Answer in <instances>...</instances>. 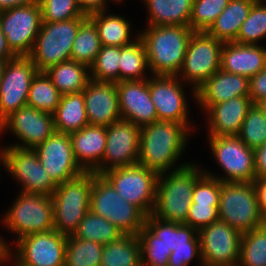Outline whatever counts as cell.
<instances>
[{
    "label": "cell",
    "mask_w": 266,
    "mask_h": 266,
    "mask_svg": "<svg viewBox=\"0 0 266 266\" xmlns=\"http://www.w3.org/2000/svg\"><path fill=\"white\" fill-rule=\"evenodd\" d=\"M66 245L67 236L54 229L25 235L16 241V251L9 248L8 259L12 266H64Z\"/></svg>",
    "instance_id": "cell-12"
},
{
    "label": "cell",
    "mask_w": 266,
    "mask_h": 266,
    "mask_svg": "<svg viewBox=\"0 0 266 266\" xmlns=\"http://www.w3.org/2000/svg\"><path fill=\"white\" fill-rule=\"evenodd\" d=\"M257 0H230L206 33L224 43L234 42L242 23L248 18L251 6Z\"/></svg>",
    "instance_id": "cell-27"
},
{
    "label": "cell",
    "mask_w": 266,
    "mask_h": 266,
    "mask_svg": "<svg viewBox=\"0 0 266 266\" xmlns=\"http://www.w3.org/2000/svg\"><path fill=\"white\" fill-rule=\"evenodd\" d=\"M256 105L262 111V113L266 116V97L258 101Z\"/></svg>",
    "instance_id": "cell-57"
},
{
    "label": "cell",
    "mask_w": 266,
    "mask_h": 266,
    "mask_svg": "<svg viewBox=\"0 0 266 266\" xmlns=\"http://www.w3.org/2000/svg\"><path fill=\"white\" fill-rule=\"evenodd\" d=\"M83 96L89 125L107 127L122 119L116 83L90 80Z\"/></svg>",
    "instance_id": "cell-22"
},
{
    "label": "cell",
    "mask_w": 266,
    "mask_h": 266,
    "mask_svg": "<svg viewBox=\"0 0 266 266\" xmlns=\"http://www.w3.org/2000/svg\"><path fill=\"white\" fill-rule=\"evenodd\" d=\"M85 15L104 11L108 8L107 0H77Z\"/></svg>",
    "instance_id": "cell-52"
},
{
    "label": "cell",
    "mask_w": 266,
    "mask_h": 266,
    "mask_svg": "<svg viewBox=\"0 0 266 266\" xmlns=\"http://www.w3.org/2000/svg\"><path fill=\"white\" fill-rule=\"evenodd\" d=\"M54 129L70 134L89 125L83 91L64 94L53 113Z\"/></svg>",
    "instance_id": "cell-28"
},
{
    "label": "cell",
    "mask_w": 266,
    "mask_h": 266,
    "mask_svg": "<svg viewBox=\"0 0 266 266\" xmlns=\"http://www.w3.org/2000/svg\"><path fill=\"white\" fill-rule=\"evenodd\" d=\"M3 223L17 240L25 235L53 230L52 196L20 192L13 205L5 212Z\"/></svg>",
    "instance_id": "cell-8"
},
{
    "label": "cell",
    "mask_w": 266,
    "mask_h": 266,
    "mask_svg": "<svg viewBox=\"0 0 266 266\" xmlns=\"http://www.w3.org/2000/svg\"><path fill=\"white\" fill-rule=\"evenodd\" d=\"M266 67V47L226 42L221 52L220 69L251 78Z\"/></svg>",
    "instance_id": "cell-26"
},
{
    "label": "cell",
    "mask_w": 266,
    "mask_h": 266,
    "mask_svg": "<svg viewBox=\"0 0 266 266\" xmlns=\"http://www.w3.org/2000/svg\"><path fill=\"white\" fill-rule=\"evenodd\" d=\"M8 60L0 58V83L2 81L3 71Z\"/></svg>",
    "instance_id": "cell-58"
},
{
    "label": "cell",
    "mask_w": 266,
    "mask_h": 266,
    "mask_svg": "<svg viewBox=\"0 0 266 266\" xmlns=\"http://www.w3.org/2000/svg\"><path fill=\"white\" fill-rule=\"evenodd\" d=\"M181 79L177 76L152 75L148 78L149 92L159 121H173L190 131L189 106Z\"/></svg>",
    "instance_id": "cell-16"
},
{
    "label": "cell",
    "mask_w": 266,
    "mask_h": 266,
    "mask_svg": "<svg viewBox=\"0 0 266 266\" xmlns=\"http://www.w3.org/2000/svg\"><path fill=\"white\" fill-rule=\"evenodd\" d=\"M61 96L62 94L46 72H37L30 84L27 105L39 111L53 114Z\"/></svg>",
    "instance_id": "cell-35"
},
{
    "label": "cell",
    "mask_w": 266,
    "mask_h": 266,
    "mask_svg": "<svg viewBox=\"0 0 266 266\" xmlns=\"http://www.w3.org/2000/svg\"><path fill=\"white\" fill-rule=\"evenodd\" d=\"M135 37L131 44L120 47L119 82L148 79L144 76L149 71L145 45L139 34Z\"/></svg>",
    "instance_id": "cell-34"
},
{
    "label": "cell",
    "mask_w": 266,
    "mask_h": 266,
    "mask_svg": "<svg viewBox=\"0 0 266 266\" xmlns=\"http://www.w3.org/2000/svg\"><path fill=\"white\" fill-rule=\"evenodd\" d=\"M75 159L85 172L98 174L106 146V127L87 125L69 134Z\"/></svg>",
    "instance_id": "cell-25"
},
{
    "label": "cell",
    "mask_w": 266,
    "mask_h": 266,
    "mask_svg": "<svg viewBox=\"0 0 266 266\" xmlns=\"http://www.w3.org/2000/svg\"><path fill=\"white\" fill-rule=\"evenodd\" d=\"M110 1H114V2H116V3H119V2H121L122 0H110Z\"/></svg>",
    "instance_id": "cell-59"
},
{
    "label": "cell",
    "mask_w": 266,
    "mask_h": 266,
    "mask_svg": "<svg viewBox=\"0 0 266 266\" xmlns=\"http://www.w3.org/2000/svg\"><path fill=\"white\" fill-rule=\"evenodd\" d=\"M101 47L102 44L98 30L95 24L87 18L80 25L77 36L74 39L70 60L90 67L95 61Z\"/></svg>",
    "instance_id": "cell-36"
},
{
    "label": "cell",
    "mask_w": 266,
    "mask_h": 266,
    "mask_svg": "<svg viewBox=\"0 0 266 266\" xmlns=\"http://www.w3.org/2000/svg\"><path fill=\"white\" fill-rule=\"evenodd\" d=\"M145 226L171 251L192 247L199 240V234L195 228L160 220L152 215L146 217Z\"/></svg>",
    "instance_id": "cell-30"
},
{
    "label": "cell",
    "mask_w": 266,
    "mask_h": 266,
    "mask_svg": "<svg viewBox=\"0 0 266 266\" xmlns=\"http://www.w3.org/2000/svg\"><path fill=\"white\" fill-rule=\"evenodd\" d=\"M38 0H0V11L8 10L17 6L34 4Z\"/></svg>",
    "instance_id": "cell-53"
},
{
    "label": "cell",
    "mask_w": 266,
    "mask_h": 266,
    "mask_svg": "<svg viewBox=\"0 0 266 266\" xmlns=\"http://www.w3.org/2000/svg\"><path fill=\"white\" fill-rule=\"evenodd\" d=\"M8 145L0 149V164L6 169ZM3 163V164H2Z\"/></svg>",
    "instance_id": "cell-56"
},
{
    "label": "cell",
    "mask_w": 266,
    "mask_h": 266,
    "mask_svg": "<svg viewBox=\"0 0 266 266\" xmlns=\"http://www.w3.org/2000/svg\"><path fill=\"white\" fill-rule=\"evenodd\" d=\"M212 154L227 176H218L207 170L203 172L221 182L252 183L255 178L254 150L238 136H209Z\"/></svg>",
    "instance_id": "cell-11"
},
{
    "label": "cell",
    "mask_w": 266,
    "mask_h": 266,
    "mask_svg": "<svg viewBox=\"0 0 266 266\" xmlns=\"http://www.w3.org/2000/svg\"><path fill=\"white\" fill-rule=\"evenodd\" d=\"M7 243L8 242H5L4 239L0 237V265L6 263L7 261H11L10 259L8 260L9 248H11V246Z\"/></svg>",
    "instance_id": "cell-55"
},
{
    "label": "cell",
    "mask_w": 266,
    "mask_h": 266,
    "mask_svg": "<svg viewBox=\"0 0 266 266\" xmlns=\"http://www.w3.org/2000/svg\"><path fill=\"white\" fill-rule=\"evenodd\" d=\"M203 266H238L242 233L221 220L198 231Z\"/></svg>",
    "instance_id": "cell-14"
},
{
    "label": "cell",
    "mask_w": 266,
    "mask_h": 266,
    "mask_svg": "<svg viewBox=\"0 0 266 266\" xmlns=\"http://www.w3.org/2000/svg\"><path fill=\"white\" fill-rule=\"evenodd\" d=\"M254 167L256 178L266 176V143L254 150Z\"/></svg>",
    "instance_id": "cell-50"
},
{
    "label": "cell",
    "mask_w": 266,
    "mask_h": 266,
    "mask_svg": "<svg viewBox=\"0 0 266 266\" xmlns=\"http://www.w3.org/2000/svg\"><path fill=\"white\" fill-rule=\"evenodd\" d=\"M116 88L122 119L139 127L158 121L148 79L117 82Z\"/></svg>",
    "instance_id": "cell-21"
},
{
    "label": "cell",
    "mask_w": 266,
    "mask_h": 266,
    "mask_svg": "<svg viewBox=\"0 0 266 266\" xmlns=\"http://www.w3.org/2000/svg\"><path fill=\"white\" fill-rule=\"evenodd\" d=\"M219 220L241 233L264 226L254 183L221 182Z\"/></svg>",
    "instance_id": "cell-5"
},
{
    "label": "cell",
    "mask_w": 266,
    "mask_h": 266,
    "mask_svg": "<svg viewBox=\"0 0 266 266\" xmlns=\"http://www.w3.org/2000/svg\"><path fill=\"white\" fill-rule=\"evenodd\" d=\"M266 0H257L250 9L248 18L242 23L234 42L239 44L259 45L266 37Z\"/></svg>",
    "instance_id": "cell-40"
},
{
    "label": "cell",
    "mask_w": 266,
    "mask_h": 266,
    "mask_svg": "<svg viewBox=\"0 0 266 266\" xmlns=\"http://www.w3.org/2000/svg\"><path fill=\"white\" fill-rule=\"evenodd\" d=\"M195 257H198L200 265L203 266L200 239L192 247L172 251L168 260V266H188Z\"/></svg>",
    "instance_id": "cell-48"
},
{
    "label": "cell",
    "mask_w": 266,
    "mask_h": 266,
    "mask_svg": "<svg viewBox=\"0 0 266 266\" xmlns=\"http://www.w3.org/2000/svg\"><path fill=\"white\" fill-rule=\"evenodd\" d=\"M194 31L189 26H147L138 33L142 39L151 75L177 76Z\"/></svg>",
    "instance_id": "cell-2"
},
{
    "label": "cell",
    "mask_w": 266,
    "mask_h": 266,
    "mask_svg": "<svg viewBox=\"0 0 266 266\" xmlns=\"http://www.w3.org/2000/svg\"><path fill=\"white\" fill-rule=\"evenodd\" d=\"M42 24L38 2L1 11V32L16 55H30Z\"/></svg>",
    "instance_id": "cell-13"
},
{
    "label": "cell",
    "mask_w": 266,
    "mask_h": 266,
    "mask_svg": "<svg viewBox=\"0 0 266 266\" xmlns=\"http://www.w3.org/2000/svg\"><path fill=\"white\" fill-rule=\"evenodd\" d=\"M6 171L20 183L22 192L52 196L58 186L45 171L33 149L9 146Z\"/></svg>",
    "instance_id": "cell-20"
},
{
    "label": "cell",
    "mask_w": 266,
    "mask_h": 266,
    "mask_svg": "<svg viewBox=\"0 0 266 266\" xmlns=\"http://www.w3.org/2000/svg\"><path fill=\"white\" fill-rule=\"evenodd\" d=\"M266 97V67L249 78V98L253 104Z\"/></svg>",
    "instance_id": "cell-49"
},
{
    "label": "cell",
    "mask_w": 266,
    "mask_h": 266,
    "mask_svg": "<svg viewBox=\"0 0 266 266\" xmlns=\"http://www.w3.org/2000/svg\"><path fill=\"white\" fill-rule=\"evenodd\" d=\"M45 72L62 95L83 91L91 80L89 67L74 60L63 61Z\"/></svg>",
    "instance_id": "cell-32"
},
{
    "label": "cell",
    "mask_w": 266,
    "mask_h": 266,
    "mask_svg": "<svg viewBox=\"0 0 266 266\" xmlns=\"http://www.w3.org/2000/svg\"><path fill=\"white\" fill-rule=\"evenodd\" d=\"M100 266H142L138 236L123 234L117 240L105 244Z\"/></svg>",
    "instance_id": "cell-33"
},
{
    "label": "cell",
    "mask_w": 266,
    "mask_h": 266,
    "mask_svg": "<svg viewBox=\"0 0 266 266\" xmlns=\"http://www.w3.org/2000/svg\"><path fill=\"white\" fill-rule=\"evenodd\" d=\"M221 181L203 173L194 184L192 203L219 204Z\"/></svg>",
    "instance_id": "cell-46"
},
{
    "label": "cell",
    "mask_w": 266,
    "mask_h": 266,
    "mask_svg": "<svg viewBox=\"0 0 266 266\" xmlns=\"http://www.w3.org/2000/svg\"><path fill=\"white\" fill-rule=\"evenodd\" d=\"M149 15L148 26H189L194 0H143Z\"/></svg>",
    "instance_id": "cell-29"
},
{
    "label": "cell",
    "mask_w": 266,
    "mask_h": 266,
    "mask_svg": "<svg viewBox=\"0 0 266 266\" xmlns=\"http://www.w3.org/2000/svg\"><path fill=\"white\" fill-rule=\"evenodd\" d=\"M249 96V78L219 69L196 89V102L205 112L217 103Z\"/></svg>",
    "instance_id": "cell-23"
},
{
    "label": "cell",
    "mask_w": 266,
    "mask_h": 266,
    "mask_svg": "<svg viewBox=\"0 0 266 266\" xmlns=\"http://www.w3.org/2000/svg\"><path fill=\"white\" fill-rule=\"evenodd\" d=\"M6 130L21 141L8 146L34 149L55 132L53 114L25 105L0 123V134Z\"/></svg>",
    "instance_id": "cell-18"
},
{
    "label": "cell",
    "mask_w": 266,
    "mask_h": 266,
    "mask_svg": "<svg viewBox=\"0 0 266 266\" xmlns=\"http://www.w3.org/2000/svg\"><path fill=\"white\" fill-rule=\"evenodd\" d=\"M93 172L81 175L59 184L52 194L53 228L66 236L73 235L90 211Z\"/></svg>",
    "instance_id": "cell-4"
},
{
    "label": "cell",
    "mask_w": 266,
    "mask_h": 266,
    "mask_svg": "<svg viewBox=\"0 0 266 266\" xmlns=\"http://www.w3.org/2000/svg\"><path fill=\"white\" fill-rule=\"evenodd\" d=\"M223 45L224 42L209 36L206 32L192 34L177 77L192 86L194 98L196 89L220 69Z\"/></svg>",
    "instance_id": "cell-9"
},
{
    "label": "cell",
    "mask_w": 266,
    "mask_h": 266,
    "mask_svg": "<svg viewBox=\"0 0 266 266\" xmlns=\"http://www.w3.org/2000/svg\"><path fill=\"white\" fill-rule=\"evenodd\" d=\"M117 193L138 207L146 216L152 214L158 174L141 164L115 168L102 174Z\"/></svg>",
    "instance_id": "cell-10"
},
{
    "label": "cell",
    "mask_w": 266,
    "mask_h": 266,
    "mask_svg": "<svg viewBox=\"0 0 266 266\" xmlns=\"http://www.w3.org/2000/svg\"><path fill=\"white\" fill-rule=\"evenodd\" d=\"M87 18H72L66 21L42 22L33 50L29 55L38 72H45L71 58L74 39L80 25Z\"/></svg>",
    "instance_id": "cell-7"
},
{
    "label": "cell",
    "mask_w": 266,
    "mask_h": 266,
    "mask_svg": "<svg viewBox=\"0 0 266 266\" xmlns=\"http://www.w3.org/2000/svg\"><path fill=\"white\" fill-rule=\"evenodd\" d=\"M252 105L249 96L235 97L212 105L206 111L208 136H238Z\"/></svg>",
    "instance_id": "cell-24"
},
{
    "label": "cell",
    "mask_w": 266,
    "mask_h": 266,
    "mask_svg": "<svg viewBox=\"0 0 266 266\" xmlns=\"http://www.w3.org/2000/svg\"><path fill=\"white\" fill-rule=\"evenodd\" d=\"M95 24L101 44L104 46L123 47L136 40L130 39L131 22L122 16L108 14L107 10L88 15Z\"/></svg>",
    "instance_id": "cell-31"
},
{
    "label": "cell",
    "mask_w": 266,
    "mask_h": 266,
    "mask_svg": "<svg viewBox=\"0 0 266 266\" xmlns=\"http://www.w3.org/2000/svg\"><path fill=\"white\" fill-rule=\"evenodd\" d=\"M123 233L109 220L88 211L81 220L73 236L91 240L102 245L117 240Z\"/></svg>",
    "instance_id": "cell-37"
},
{
    "label": "cell",
    "mask_w": 266,
    "mask_h": 266,
    "mask_svg": "<svg viewBox=\"0 0 266 266\" xmlns=\"http://www.w3.org/2000/svg\"><path fill=\"white\" fill-rule=\"evenodd\" d=\"M90 211L114 224L123 234L138 235L146 215L124 200L102 176L93 172Z\"/></svg>",
    "instance_id": "cell-6"
},
{
    "label": "cell",
    "mask_w": 266,
    "mask_h": 266,
    "mask_svg": "<svg viewBox=\"0 0 266 266\" xmlns=\"http://www.w3.org/2000/svg\"><path fill=\"white\" fill-rule=\"evenodd\" d=\"M218 206L219 204L191 203L185 225L199 231L204 226L214 223L219 220Z\"/></svg>",
    "instance_id": "cell-47"
},
{
    "label": "cell",
    "mask_w": 266,
    "mask_h": 266,
    "mask_svg": "<svg viewBox=\"0 0 266 266\" xmlns=\"http://www.w3.org/2000/svg\"><path fill=\"white\" fill-rule=\"evenodd\" d=\"M230 0H194L189 27L194 32H206L227 7Z\"/></svg>",
    "instance_id": "cell-42"
},
{
    "label": "cell",
    "mask_w": 266,
    "mask_h": 266,
    "mask_svg": "<svg viewBox=\"0 0 266 266\" xmlns=\"http://www.w3.org/2000/svg\"><path fill=\"white\" fill-rule=\"evenodd\" d=\"M238 266H266V226L242 233Z\"/></svg>",
    "instance_id": "cell-39"
},
{
    "label": "cell",
    "mask_w": 266,
    "mask_h": 266,
    "mask_svg": "<svg viewBox=\"0 0 266 266\" xmlns=\"http://www.w3.org/2000/svg\"><path fill=\"white\" fill-rule=\"evenodd\" d=\"M120 47L104 46L89 67L90 79L97 82H119Z\"/></svg>",
    "instance_id": "cell-41"
},
{
    "label": "cell",
    "mask_w": 266,
    "mask_h": 266,
    "mask_svg": "<svg viewBox=\"0 0 266 266\" xmlns=\"http://www.w3.org/2000/svg\"><path fill=\"white\" fill-rule=\"evenodd\" d=\"M42 22L66 21L72 18H88L77 0H38Z\"/></svg>",
    "instance_id": "cell-45"
},
{
    "label": "cell",
    "mask_w": 266,
    "mask_h": 266,
    "mask_svg": "<svg viewBox=\"0 0 266 266\" xmlns=\"http://www.w3.org/2000/svg\"><path fill=\"white\" fill-rule=\"evenodd\" d=\"M15 56L16 55L11 51V49L8 46L5 35L1 32L0 29V58L5 60H10Z\"/></svg>",
    "instance_id": "cell-54"
},
{
    "label": "cell",
    "mask_w": 266,
    "mask_h": 266,
    "mask_svg": "<svg viewBox=\"0 0 266 266\" xmlns=\"http://www.w3.org/2000/svg\"><path fill=\"white\" fill-rule=\"evenodd\" d=\"M37 72L29 55L15 56L7 61L0 83V123L27 105L30 84Z\"/></svg>",
    "instance_id": "cell-15"
},
{
    "label": "cell",
    "mask_w": 266,
    "mask_h": 266,
    "mask_svg": "<svg viewBox=\"0 0 266 266\" xmlns=\"http://www.w3.org/2000/svg\"><path fill=\"white\" fill-rule=\"evenodd\" d=\"M203 173L202 168L190 163L178 170L159 174L155 206L151 215L160 220L185 224L195 181Z\"/></svg>",
    "instance_id": "cell-3"
},
{
    "label": "cell",
    "mask_w": 266,
    "mask_h": 266,
    "mask_svg": "<svg viewBox=\"0 0 266 266\" xmlns=\"http://www.w3.org/2000/svg\"><path fill=\"white\" fill-rule=\"evenodd\" d=\"M140 129L131 121L120 119L106 127V146L101 171L97 175L138 163Z\"/></svg>",
    "instance_id": "cell-17"
},
{
    "label": "cell",
    "mask_w": 266,
    "mask_h": 266,
    "mask_svg": "<svg viewBox=\"0 0 266 266\" xmlns=\"http://www.w3.org/2000/svg\"><path fill=\"white\" fill-rule=\"evenodd\" d=\"M140 241L142 266H168L172 253L145 225L137 235Z\"/></svg>",
    "instance_id": "cell-44"
},
{
    "label": "cell",
    "mask_w": 266,
    "mask_h": 266,
    "mask_svg": "<svg viewBox=\"0 0 266 266\" xmlns=\"http://www.w3.org/2000/svg\"><path fill=\"white\" fill-rule=\"evenodd\" d=\"M33 150L37 153L45 171L57 185L85 172L75 159L69 134L55 131Z\"/></svg>",
    "instance_id": "cell-19"
},
{
    "label": "cell",
    "mask_w": 266,
    "mask_h": 266,
    "mask_svg": "<svg viewBox=\"0 0 266 266\" xmlns=\"http://www.w3.org/2000/svg\"><path fill=\"white\" fill-rule=\"evenodd\" d=\"M238 137L253 150L266 143V116L256 104L248 110Z\"/></svg>",
    "instance_id": "cell-43"
},
{
    "label": "cell",
    "mask_w": 266,
    "mask_h": 266,
    "mask_svg": "<svg viewBox=\"0 0 266 266\" xmlns=\"http://www.w3.org/2000/svg\"><path fill=\"white\" fill-rule=\"evenodd\" d=\"M257 191L258 204L264 218H266V176L255 178L253 181Z\"/></svg>",
    "instance_id": "cell-51"
},
{
    "label": "cell",
    "mask_w": 266,
    "mask_h": 266,
    "mask_svg": "<svg viewBox=\"0 0 266 266\" xmlns=\"http://www.w3.org/2000/svg\"><path fill=\"white\" fill-rule=\"evenodd\" d=\"M103 246L95 241L67 236L64 266H100Z\"/></svg>",
    "instance_id": "cell-38"
},
{
    "label": "cell",
    "mask_w": 266,
    "mask_h": 266,
    "mask_svg": "<svg viewBox=\"0 0 266 266\" xmlns=\"http://www.w3.org/2000/svg\"><path fill=\"white\" fill-rule=\"evenodd\" d=\"M191 131L183 124L173 121H157L140 129L138 164L155 173L175 171L190 164L174 166L180 159ZM173 167H176L173 169Z\"/></svg>",
    "instance_id": "cell-1"
}]
</instances>
